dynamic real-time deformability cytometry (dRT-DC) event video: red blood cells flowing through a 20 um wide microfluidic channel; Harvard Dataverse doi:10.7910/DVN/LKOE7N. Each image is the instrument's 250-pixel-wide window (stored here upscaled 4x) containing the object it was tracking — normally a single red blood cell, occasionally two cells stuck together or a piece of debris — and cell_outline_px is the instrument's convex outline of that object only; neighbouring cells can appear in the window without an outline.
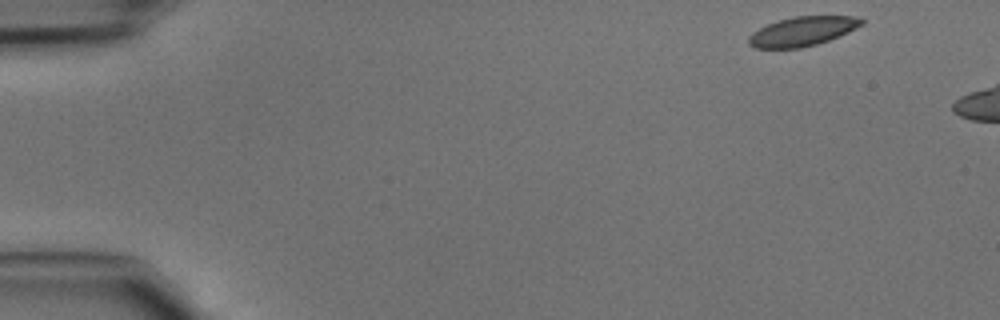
{"species": "common noctule bat (a hibernating species)", "species_latin": "Nyctalus noctula", "temperature_condition": "cold", "stored_images_in_passage": 8, "camera_frame_rate_fps": 3000, "um_per_image_px": 0.085, "animal": {"sex": "male", "body_mass_g": 15.6}, "frame": {"image": 1, "passage_image": 1, "time_ms": 0.0, "image_size_px": [1000, 320], "cell_outline_px": [[864, 24], [840, 36], [816, 44], [800, 48], [756, 48], [748, 44], [748, 36], [752, 32], [776, 20], [796, 16], [860, 16], [864, 20]], "centroid_in_image_um": [68.22, 2.65], "position_along_channel_um": 16.8, "area_um2": 19.36}}